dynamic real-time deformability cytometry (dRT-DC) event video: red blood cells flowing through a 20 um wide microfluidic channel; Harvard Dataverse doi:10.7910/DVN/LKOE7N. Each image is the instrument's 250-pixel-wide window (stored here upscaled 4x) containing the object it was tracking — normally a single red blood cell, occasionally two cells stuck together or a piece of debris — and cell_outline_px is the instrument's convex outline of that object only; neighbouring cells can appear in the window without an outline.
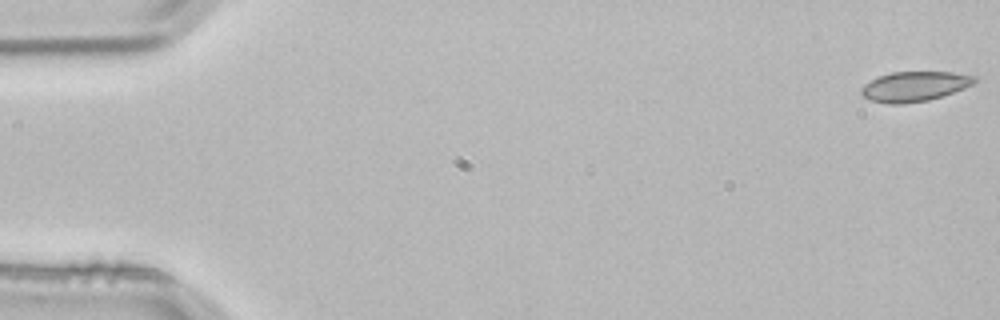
{"species": "common noctule bat (a hibernating species)", "species_latin": "Nyctalus noctula", "temperature_condition": "room temperature", "stored_images_in_passage": 4, "camera_frame_rate_fps": 3000, "um_per_image_px": 0.085, "animal": {"sex": "male", "body_mass_g": 21.5, "forearm_length_mm": 52.0}, "frame": {"image": 1, "passage_image": 1, "time_ms": 0.0, "image_size_px": [1000, 320], "cell_outline_px": [[976, 80], [972, 84], [964, 88], [928, 100], [904, 104], [888, 104], [868, 100], [860, 92], [860, 88], [864, 84], [880, 76], [892, 72], [952, 72], [976, 76]], "centroid_in_image_um": [77.69, 7.35], "position_along_channel_um": 7.3, "area_um2": 19.59}}
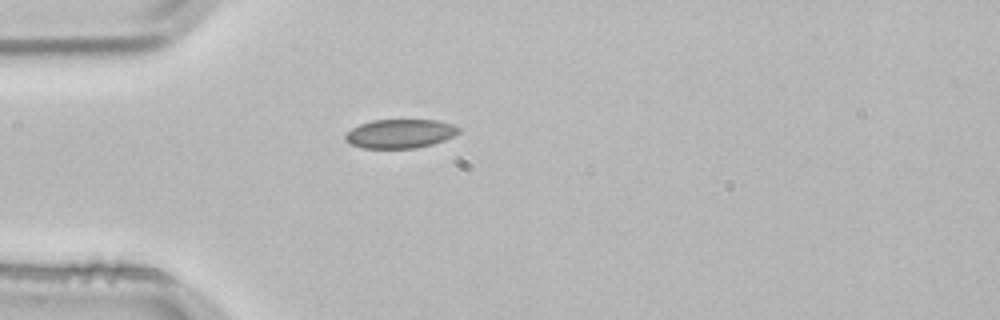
{"frame": {"image": 2, "passage_image": 4, "time_ms": 1.0, "image_size_px": [1000, 320], "cell_outline_px": [[464, 128], [460, 132], [444, 140], [432, 144], [416, 148], [364, 148], [352, 144], [344, 140], [344, 136], [352, 128], [360, 124], [372, 120], [436, 120], [452, 124]], "centroid_in_image_um": [34.03, 11.35], "position_along_channel_um": 51.0, "area_um2": 19.13}}